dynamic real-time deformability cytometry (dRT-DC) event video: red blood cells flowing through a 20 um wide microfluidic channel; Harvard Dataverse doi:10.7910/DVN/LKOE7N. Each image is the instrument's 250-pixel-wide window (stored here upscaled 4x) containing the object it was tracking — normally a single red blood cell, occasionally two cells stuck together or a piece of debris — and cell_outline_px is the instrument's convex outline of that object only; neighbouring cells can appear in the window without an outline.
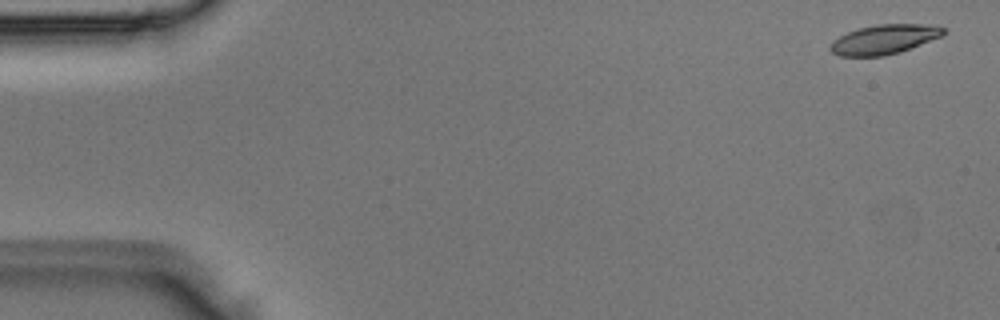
{"species": "Egyptian fruit bat (a non-hibernating species)", "species_latin": "Rousettus aegyptiacus", "temperature_condition": "room temperature", "stored_images_in_passage": 3, "camera_frame_rate_fps": 3000, "um_per_image_px": 0.085, "animal": {"sex": "male"}, "frame": {"image": 1, "passage_image": 1, "time_ms": 0.0, "image_size_px": [1000, 320], "cell_outline_px": [[948, 32], [940, 36], [900, 52], [884, 56], [840, 56], [832, 52], [828, 48], [832, 40], [848, 32], [860, 28], [876, 24], [928, 24], [944, 28]], "centroid_in_image_um": [75.13, 3.34], "position_along_channel_um": 9.9, "area_um2": 19.36}}